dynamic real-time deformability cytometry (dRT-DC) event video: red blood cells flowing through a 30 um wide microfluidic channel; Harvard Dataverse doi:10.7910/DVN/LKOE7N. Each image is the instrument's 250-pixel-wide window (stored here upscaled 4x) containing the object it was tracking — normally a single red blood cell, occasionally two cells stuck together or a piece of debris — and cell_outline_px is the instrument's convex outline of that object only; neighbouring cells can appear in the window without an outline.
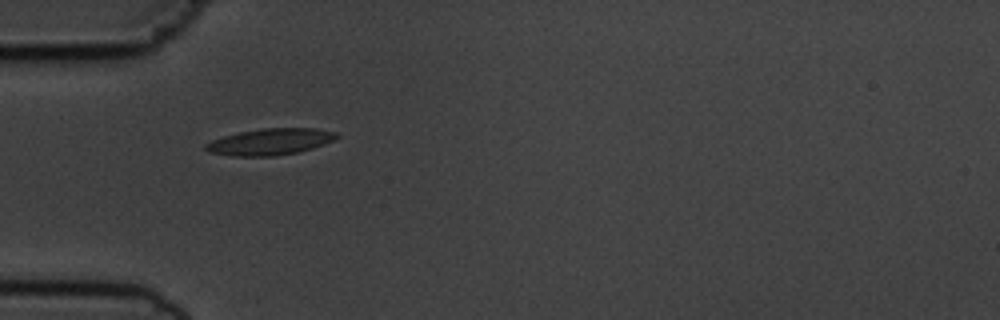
{"species": "common noctule bat (a hibernating species)", "species_latin": "Nyctalus noctula", "temperature_condition": "cold", "stored_images_in_passage": 39, "camera_frame_rate_fps": 3000, "um_per_image_px": 0.085, "animal": {"sex": "male", "body_mass_g": 19.5, "forearm_length_mm": 54.6}, "frame": {"image": 1, "passage_image": 1, "time_ms": 0.0, "image_size_px": [1000, 320], "cell_outline_px": [[340, 136], [324, 144], [300, 152], [276, 156], [232, 156], [208, 152], [204, 148], [204, 144], [212, 140], [224, 136], [240, 132], [260, 128], [316, 128], [336, 132]], "centroid_in_image_um": [22.95, 12.05], "position_along_channel_um": 62.0, "area_um2": 20.29}}
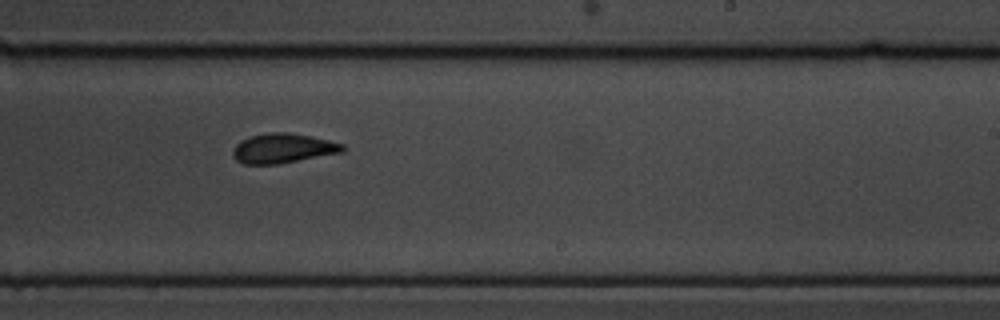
{"frame": {"image": 2, "passage_image": 18, "time_ms": 5.667, "image_size_px": [1000, 320], "cell_outline_px": [[344, 152], [276, 164], [244, 164], [236, 160], [232, 156], [232, 152], [236, 144], [240, 140], [252, 136], [268, 132], [288, 132], [328, 140], [344, 144]], "centroid_in_image_um": [24.02, 12.61], "position_along_channel_um": 265.0, "area_um2": 18.84}}
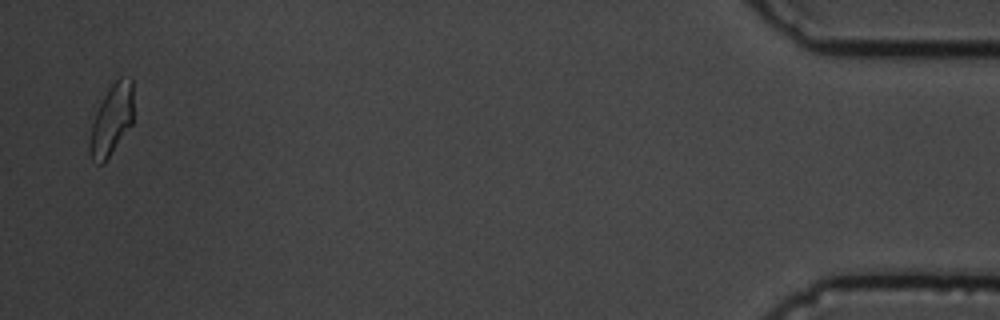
{"frame": {"image": 3, "passage_image": 38, "time_ms": 12.333, "image_size_px": [1000, 320], "cell_outline_px": [[132, 124], [104, 164], [96, 164], [92, 160], [88, 152], [88, 148], [92, 124], [96, 112], [104, 96], [112, 84], [120, 76], [132, 76]], "centroid_in_image_um": [9.48, 10.21], "position_along_channel_um": 425.7, "area_um2": 18.03}, "authors_computed_cell_mechanics": {"area_um2": 18.785, "velocity_mm_per_s": 3.6379, "shape_relaxation_time_tau1_ms": 4.7699, "shape_relaxation_time_tau2_ms": 1.5889, "deformation_change_tau1": 0.1441, "deformation_change_tau2": 0.0708}}